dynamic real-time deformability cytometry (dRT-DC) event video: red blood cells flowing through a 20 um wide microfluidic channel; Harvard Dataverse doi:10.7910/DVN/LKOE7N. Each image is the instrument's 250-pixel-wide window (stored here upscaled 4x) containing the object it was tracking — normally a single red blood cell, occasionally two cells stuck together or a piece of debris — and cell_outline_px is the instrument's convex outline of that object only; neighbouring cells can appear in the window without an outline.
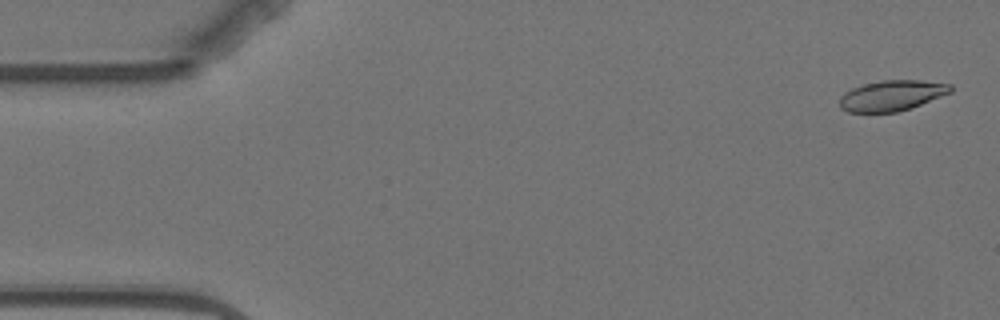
{"species": "Egyptian fruit bat (a non-hibernating species)", "species_latin": "Rousettus aegyptiacus", "temperature_condition": "warm", "stored_images_in_passage": 5, "camera_frame_rate_fps": 3000, "um_per_image_px": 0.085, "animal": {"sex": "female"}, "frame": {"image": 1, "passage_image": 1, "time_ms": 0.0, "image_size_px": [1000, 320], "cell_outline_px": [[952, 92], [912, 108], [896, 112], [848, 112], [840, 108], [840, 96], [844, 92], [852, 88], [864, 84], [884, 80], [920, 80], [952, 84]], "centroid_in_image_um": [75.82, 8.12], "position_along_channel_um": 9.2, "area_um2": 19.83}}
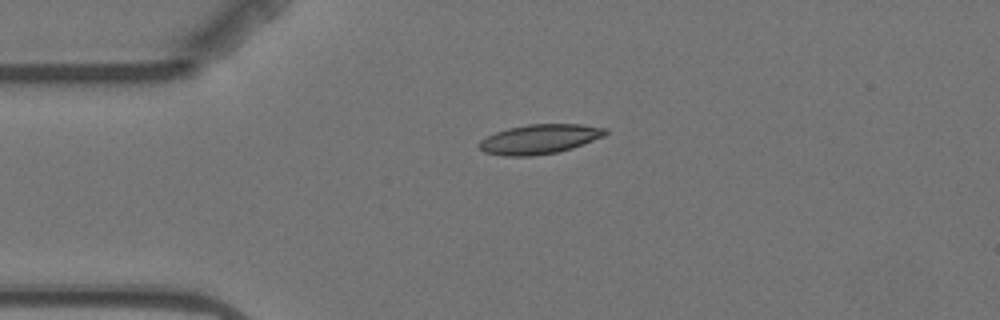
{"frame": {"image": 2, "passage_image": 4, "time_ms": 3.667, "image_size_px": [1000, 320], "cell_outline_px": [[608, 132], [604, 136], [572, 148], [556, 152], [532, 156], [504, 156], [484, 152], [476, 144], [480, 140], [496, 132], [508, 128], [528, 124], [580, 124], [604, 128]], "centroid_in_image_um": [45.82, 11.82], "position_along_channel_um": 39.2, "area_um2": 21.62}}